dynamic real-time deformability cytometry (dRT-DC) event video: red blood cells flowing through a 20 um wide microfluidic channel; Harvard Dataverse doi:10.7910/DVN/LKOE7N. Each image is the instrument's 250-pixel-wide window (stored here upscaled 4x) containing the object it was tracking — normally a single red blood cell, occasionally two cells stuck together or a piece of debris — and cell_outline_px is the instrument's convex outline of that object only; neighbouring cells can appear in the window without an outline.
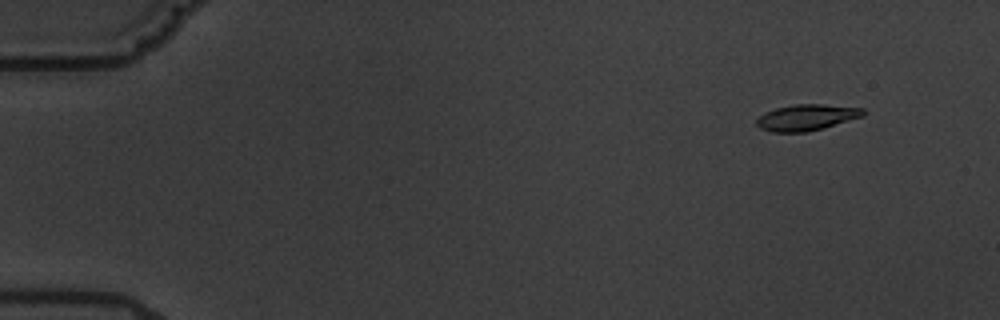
{"species": "common noctule bat (a hibernating species)", "species_latin": "Nyctalus noctula", "temperature_condition": "warm", "stored_images_in_passage": 8, "camera_frame_rate_fps": 3000, "um_per_image_px": 0.085, "animal": {"sex": "male", "body_mass_g": 19.5, "forearm_length_mm": 54.6}, "frame": {"image": 1, "passage_image": 2, "time_ms": 1.0, "image_size_px": [1000, 320], "cell_outline_px": [[864, 116], [824, 128], [808, 132], [772, 132], [760, 128], [756, 124], [756, 120], [764, 112], [776, 108], [796, 104], [824, 104], [864, 108]], "centroid_in_image_um": [68.57, 9.98], "position_along_channel_um": 16.4, "area_um2": 16.3}}
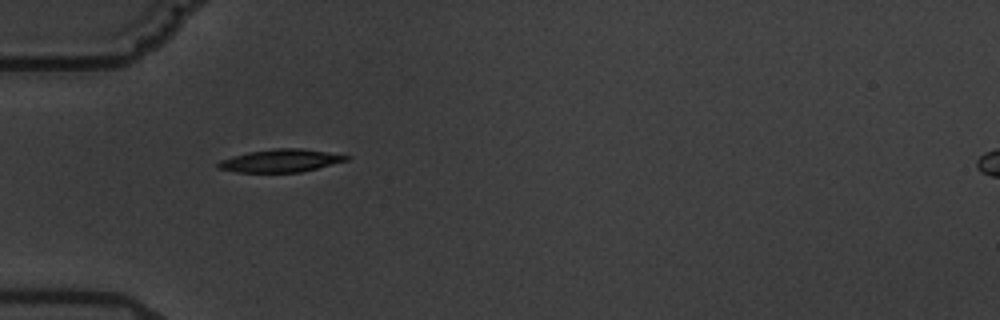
{"frame": {"image": 2, "passage_image": 6, "time_ms": 5.667, "image_size_px": [1000, 320], "cell_outline_px": [[352, 156], [348, 160], [300, 172], [236, 172], [216, 168], [216, 164], [220, 160], [232, 156], [248, 152], [272, 148], [300, 148]], "centroid_in_image_um": [23.81, 13.65], "position_along_channel_um": 61.2, "area_um2": 16.99}}
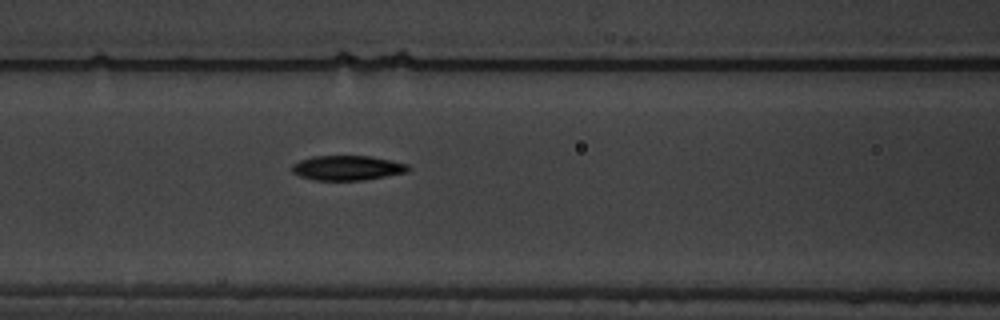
{"frame": {"image": 3, "passage_image": 8, "time_ms": 8.0, "image_size_px": [1000, 320], "cell_outline_px": [[412, 168], [408, 172], [364, 180], [312, 180], [300, 176], [292, 172], [292, 164], [300, 160], [312, 156], [368, 156], [408, 164]], "centroid_in_image_um": [29.52, 14.27], "position_along_channel_um": 137.1, "area_um2": 16.76}}